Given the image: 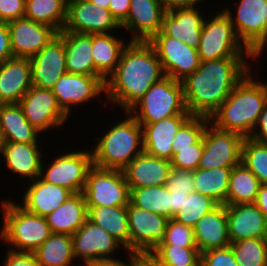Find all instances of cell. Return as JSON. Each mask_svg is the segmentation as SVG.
I'll return each instance as SVG.
<instances>
[{"label":"cell","instance_id":"1","mask_svg":"<svg viewBox=\"0 0 267 266\" xmlns=\"http://www.w3.org/2000/svg\"><path fill=\"white\" fill-rule=\"evenodd\" d=\"M245 57L200 61L196 71L181 80L186 108L191 115H211L252 69Z\"/></svg>","mask_w":267,"mask_h":266},{"label":"cell","instance_id":"2","mask_svg":"<svg viewBox=\"0 0 267 266\" xmlns=\"http://www.w3.org/2000/svg\"><path fill=\"white\" fill-rule=\"evenodd\" d=\"M162 63L148 41H129L114 72L105 81V96L126 112L155 83L165 78Z\"/></svg>","mask_w":267,"mask_h":266},{"label":"cell","instance_id":"3","mask_svg":"<svg viewBox=\"0 0 267 266\" xmlns=\"http://www.w3.org/2000/svg\"><path fill=\"white\" fill-rule=\"evenodd\" d=\"M252 70L209 118L216 128L249 138L267 103V82L253 80Z\"/></svg>","mask_w":267,"mask_h":266},{"label":"cell","instance_id":"4","mask_svg":"<svg viewBox=\"0 0 267 266\" xmlns=\"http://www.w3.org/2000/svg\"><path fill=\"white\" fill-rule=\"evenodd\" d=\"M116 122L103 136L95 139L91 149L93 166L101 169L123 170L137 155L144 152L143 130L130 114Z\"/></svg>","mask_w":267,"mask_h":266},{"label":"cell","instance_id":"5","mask_svg":"<svg viewBox=\"0 0 267 266\" xmlns=\"http://www.w3.org/2000/svg\"><path fill=\"white\" fill-rule=\"evenodd\" d=\"M1 208L3 226L0 238L11 246L9 250L33 253L51 236L45 217L28 212L12 200L2 199Z\"/></svg>","mask_w":267,"mask_h":266},{"label":"cell","instance_id":"6","mask_svg":"<svg viewBox=\"0 0 267 266\" xmlns=\"http://www.w3.org/2000/svg\"><path fill=\"white\" fill-rule=\"evenodd\" d=\"M126 113L139 123H155L178 114H190L181 81L168 76L153 84Z\"/></svg>","mask_w":267,"mask_h":266},{"label":"cell","instance_id":"7","mask_svg":"<svg viewBox=\"0 0 267 266\" xmlns=\"http://www.w3.org/2000/svg\"><path fill=\"white\" fill-rule=\"evenodd\" d=\"M197 52L200 61L224 57H247L253 61V54L237 37L231 20L224 10L215 13L209 21L204 20Z\"/></svg>","mask_w":267,"mask_h":266},{"label":"cell","instance_id":"8","mask_svg":"<svg viewBox=\"0 0 267 266\" xmlns=\"http://www.w3.org/2000/svg\"><path fill=\"white\" fill-rule=\"evenodd\" d=\"M82 193L87 206H127L130 202V189L122 170L93 166Z\"/></svg>","mask_w":267,"mask_h":266},{"label":"cell","instance_id":"9","mask_svg":"<svg viewBox=\"0 0 267 266\" xmlns=\"http://www.w3.org/2000/svg\"><path fill=\"white\" fill-rule=\"evenodd\" d=\"M91 150L65 151L49 165L41 164L40 178L43 181L59 185L73 194L82 193L89 170L93 167ZM67 152V153H66ZM44 167L48 168L45 169ZM45 172V173H44Z\"/></svg>","mask_w":267,"mask_h":266},{"label":"cell","instance_id":"10","mask_svg":"<svg viewBox=\"0 0 267 266\" xmlns=\"http://www.w3.org/2000/svg\"><path fill=\"white\" fill-rule=\"evenodd\" d=\"M238 3L234 15L229 7L223 10L239 40L254 54L267 40V0H240Z\"/></svg>","mask_w":267,"mask_h":266},{"label":"cell","instance_id":"11","mask_svg":"<svg viewBox=\"0 0 267 266\" xmlns=\"http://www.w3.org/2000/svg\"><path fill=\"white\" fill-rule=\"evenodd\" d=\"M243 140L241 135L220 130L209 122L203 133L204 147L198 168L215 169L239 165Z\"/></svg>","mask_w":267,"mask_h":266},{"label":"cell","instance_id":"12","mask_svg":"<svg viewBox=\"0 0 267 266\" xmlns=\"http://www.w3.org/2000/svg\"><path fill=\"white\" fill-rule=\"evenodd\" d=\"M129 223V252L140 255L149 254L165 237V230L169 221L163 215L127 205Z\"/></svg>","mask_w":267,"mask_h":266},{"label":"cell","instance_id":"13","mask_svg":"<svg viewBox=\"0 0 267 266\" xmlns=\"http://www.w3.org/2000/svg\"><path fill=\"white\" fill-rule=\"evenodd\" d=\"M154 48L166 76L181 81L200 65L197 49L181 40L166 36L162 31L148 41Z\"/></svg>","mask_w":267,"mask_h":266},{"label":"cell","instance_id":"14","mask_svg":"<svg viewBox=\"0 0 267 266\" xmlns=\"http://www.w3.org/2000/svg\"><path fill=\"white\" fill-rule=\"evenodd\" d=\"M28 122L40 133L61 127L68 115L58 105L51 89L32 85L18 103Z\"/></svg>","mask_w":267,"mask_h":266},{"label":"cell","instance_id":"15","mask_svg":"<svg viewBox=\"0 0 267 266\" xmlns=\"http://www.w3.org/2000/svg\"><path fill=\"white\" fill-rule=\"evenodd\" d=\"M121 29L109 9L94 5L88 0H68L67 19L62 31L84 34H108Z\"/></svg>","mask_w":267,"mask_h":266},{"label":"cell","instance_id":"16","mask_svg":"<svg viewBox=\"0 0 267 266\" xmlns=\"http://www.w3.org/2000/svg\"><path fill=\"white\" fill-rule=\"evenodd\" d=\"M56 96L58 105L68 115H71L72 106L85 103L105 95V81L96 75H82L75 73L63 74L51 89Z\"/></svg>","mask_w":267,"mask_h":266},{"label":"cell","instance_id":"17","mask_svg":"<svg viewBox=\"0 0 267 266\" xmlns=\"http://www.w3.org/2000/svg\"><path fill=\"white\" fill-rule=\"evenodd\" d=\"M72 243L75 259L80 258L83 259L82 262L91 263L105 259H116L113 254L114 252L117 253V249L119 250L122 246L103 228L89 220L72 235Z\"/></svg>","mask_w":267,"mask_h":266},{"label":"cell","instance_id":"18","mask_svg":"<svg viewBox=\"0 0 267 266\" xmlns=\"http://www.w3.org/2000/svg\"><path fill=\"white\" fill-rule=\"evenodd\" d=\"M7 25L14 57L31 58L58 35L53 27L25 17L9 21Z\"/></svg>","mask_w":267,"mask_h":266},{"label":"cell","instance_id":"19","mask_svg":"<svg viewBox=\"0 0 267 266\" xmlns=\"http://www.w3.org/2000/svg\"><path fill=\"white\" fill-rule=\"evenodd\" d=\"M32 85L52 89L65 73L66 51L63 38L58 34L37 54L30 58Z\"/></svg>","mask_w":267,"mask_h":266},{"label":"cell","instance_id":"20","mask_svg":"<svg viewBox=\"0 0 267 266\" xmlns=\"http://www.w3.org/2000/svg\"><path fill=\"white\" fill-rule=\"evenodd\" d=\"M165 13L161 0H131L121 29L133 35L131 41H149L161 31Z\"/></svg>","mask_w":267,"mask_h":266},{"label":"cell","instance_id":"21","mask_svg":"<svg viewBox=\"0 0 267 266\" xmlns=\"http://www.w3.org/2000/svg\"><path fill=\"white\" fill-rule=\"evenodd\" d=\"M230 242L267 238V218L254 203L226 205Z\"/></svg>","mask_w":267,"mask_h":266},{"label":"cell","instance_id":"22","mask_svg":"<svg viewBox=\"0 0 267 266\" xmlns=\"http://www.w3.org/2000/svg\"><path fill=\"white\" fill-rule=\"evenodd\" d=\"M191 116V114H178L155 123H140L143 130L144 152L171 161L173 137Z\"/></svg>","mask_w":267,"mask_h":266},{"label":"cell","instance_id":"23","mask_svg":"<svg viewBox=\"0 0 267 266\" xmlns=\"http://www.w3.org/2000/svg\"><path fill=\"white\" fill-rule=\"evenodd\" d=\"M31 86L30 58L13 56L0 64V104H18Z\"/></svg>","mask_w":267,"mask_h":266},{"label":"cell","instance_id":"24","mask_svg":"<svg viewBox=\"0 0 267 266\" xmlns=\"http://www.w3.org/2000/svg\"><path fill=\"white\" fill-rule=\"evenodd\" d=\"M171 169V161L142 152L122 171L129 189H134L165 185Z\"/></svg>","mask_w":267,"mask_h":266},{"label":"cell","instance_id":"25","mask_svg":"<svg viewBox=\"0 0 267 266\" xmlns=\"http://www.w3.org/2000/svg\"><path fill=\"white\" fill-rule=\"evenodd\" d=\"M196 246L200 253L230 246L226 205L218 204L203 215L193 227Z\"/></svg>","mask_w":267,"mask_h":266},{"label":"cell","instance_id":"26","mask_svg":"<svg viewBox=\"0 0 267 266\" xmlns=\"http://www.w3.org/2000/svg\"><path fill=\"white\" fill-rule=\"evenodd\" d=\"M199 8L174 9L165 13L161 31L171 38L181 40L195 49L199 46L202 26L206 16Z\"/></svg>","mask_w":267,"mask_h":266},{"label":"cell","instance_id":"27","mask_svg":"<svg viewBox=\"0 0 267 266\" xmlns=\"http://www.w3.org/2000/svg\"><path fill=\"white\" fill-rule=\"evenodd\" d=\"M28 186L20 205L28 212L42 217L52 213L73 195L68 189L43 181L40 177L32 180Z\"/></svg>","mask_w":267,"mask_h":266},{"label":"cell","instance_id":"28","mask_svg":"<svg viewBox=\"0 0 267 266\" xmlns=\"http://www.w3.org/2000/svg\"><path fill=\"white\" fill-rule=\"evenodd\" d=\"M42 152L38 143L4 142L2 156L8 170L21 178L34 180L40 176Z\"/></svg>","mask_w":267,"mask_h":266},{"label":"cell","instance_id":"29","mask_svg":"<svg viewBox=\"0 0 267 266\" xmlns=\"http://www.w3.org/2000/svg\"><path fill=\"white\" fill-rule=\"evenodd\" d=\"M45 218L52 233L73 235L88 220V207L83 193L71 195Z\"/></svg>","mask_w":267,"mask_h":266},{"label":"cell","instance_id":"30","mask_svg":"<svg viewBox=\"0 0 267 266\" xmlns=\"http://www.w3.org/2000/svg\"><path fill=\"white\" fill-rule=\"evenodd\" d=\"M64 41L68 73L96 75L92 58V34L61 31Z\"/></svg>","mask_w":267,"mask_h":266},{"label":"cell","instance_id":"31","mask_svg":"<svg viewBox=\"0 0 267 266\" xmlns=\"http://www.w3.org/2000/svg\"><path fill=\"white\" fill-rule=\"evenodd\" d=\"M0 133L4 142H39L40 132L28 122L19 104H0Z\"/></svg>","mask_w":267,"mask_h":266},{"label":"cell","instance_id":"32","mask_svg":"<svg viewBox=\"0 0 267 266\" xmlns=\"http://www.w3.org/2000/svg\"><path fill=\"white\" fill-rule=\"evenodd\" d=\"M88 220L100 226L129 252V223L127 206H87Z\"/></svg>","mask_w":267,"mask_h":266},{"label":"cell","instance_id":"33","mask_svg":"<svg viewBox=\"0 0 267 266\" xmlns=\"http://www.w3.org/2000/svg\"><path fill=\"white\" fill-rule=\"evenodd\" d=\"M110 33L92 34V58L96 76L104 81L114 72L121 53L127 44L124 41Z\"/></svg>","mask_w":267,"mask_h":266},{"label":"cell","instance_id":"34","mask_svg":"<svg viewBox=\"0 0 267 266\" xmlns=\"http://www.w3.org/2000/svg\"><path fill=\"white\" fill-rule=\"evenodd\" d=\"M233 167L215 169L198 168L193 171L195 192L211 197L218 204L226 205L229 179Z\"/></svg>","mask_w":267,"mask_h":266},{"label":"cell","instance_id":"35","mask_svg":"<svg viewBox=\"0 0 267 266\" xmlns=\"http://www.w3.org/2000/svg\"><path fill=\"white\" fill-rule=\"evenodd\" d=\"M33 253L39 266H70L75 260L72 235L52 233Z\"/></svg>","mask_w":267,"mask_h":266},{"label":"cell","instance_id":"36","mask_svg":"<svg viewBox=\"0 0 267 266\" xmlns=\"http://www.w3.org/2000/svg\"><path fill=\"white\" fill-rule=\"evenodd\" d=\"M68 0H25L24 17L53 27L58 33L67 19Z\"/></svg>","mask_w":267,"mask_h":266},{"label":"cell","instance_id":"37","mask_svg":"<svg viewBox=\"0 0 267 266\" xmlns=\"http://www.w3.org/2000/svg\"><path fill=\"white\" fill-rule=\"evenodd\" d=\"M257 177L241 162L232 168L226 205L254 203L260 187Z\"/></svg>","mask_w":267,"mask_h":266},{"label":"cell","instance_id":"38","mask_svg":"<svg viewBox=\"0 0 267 266\" xmlns=\"http://www.w3.org/2000/svg\"><path fill=\"white\" fill-rule=\"evenodd\" d=\"M145 257L153 265L201 266V253L197 247L159 244Z\"/></svg>","mask_w":267,"mask_h":266},{"label":"cell","instance_id":"39","mask_svg":"<svg viewBox=\"0 0 267 266\" xmlns=\"http://www.w3.org/2000/svg\"><path fill=\"white\" fill-rule=\"evenodd\" d=\"M130 202L171 219L169 189L165 185L130 189Z\"/></svg>","mask_w":267,"mask_h":266},{"label":"cell","instance_id":"40","mask_svg":"<svg viewBox=\"0 0 267 266\" xmlns=\"http://www.w3.org/2000/svg\"><path fill=\"white\" fill-rule=\"evenodd\" d=\"M238 266H267V238H251L230 244Z\"/></svg>","mask_w":267,"mask_h":266},{"label":"cell","instance_id":"41","mask_svg":"<svg viewBox=\"0 0 267 266\" xmlns=\"http://www.w3.org/2000/svg\"><path fill=\"white\" fill-rule=\"evenodd\" d=\"M218 203L211 197L199 192L189 193L181 209L173 216V219L181 224L194 227L200 218L214 209Z\"/></svg>","mask_w":267,"mask_h":266},{"label":"cell","instance_id":"42","mask_svg":"<svg viewBox=\"0 0 267 266\" xmlns=\"http://www.w3.org/2000/svg\"><path fill=\"white\" fill-rule=\"evenodd\" d=\"M241 162L257 177L261 185L267 184V144L244 138Z\"/></svg>","mask_w":267,"mask_h":266},{"label":"cell","instance_id":"43","mask_svg":"<svg viewBox=\"0 0 267 266\" xmlns=\"http://www.w3.org/2000/svg\"><path fill=\"white\" fill-rule=\"evenodd\" d=\"M209 122L208 117L192 115L173 137L171 143L173 155L177 153V149L193 148V144L203 136Z\"/></svg>","mask_w":267,"mask_h":266},{"label":"cell","instance_id":"44","mask_svg":"<svg viewBox=\"0 0 267 266\" xmlns=\"http://www.w3.org/2000/svg\"><path fill=\"white\" fill-rule=\"evenodd\" d=\"M160 244H172L180 247H197L193 227L169 219L164 240Z\"/></svg>","mask_w":267,"mask_h":266},{"label":"cell","instance_id":"45","mask_svg":"<svg viewBox=\"0 0 267 266\" xmlns=\"http://www.w3.org/2000/svg\"><path fill=\"white\" fill-rule=\"evenodd\" d=\"M203 136L193 144V148L177 149L173 155L171 165L173 168L194 171L198 169L203 152Z\"/></svg>","mask_w":267,"mask_h":266},{"label":"cell","instance_id":"46","mask_svg":"<svg viewBox=\"0 0 267 266\" xmlns=\"http://www.w3.org/2000/svg\"><path fill=\"white\" fill-rule=\"evenodd\" d=\"M165 187L174 193H192L195 191L193 171L173 168L165 183Z\"/></svg>","mask_w":267,"mask_h":266},{"label":"cell","instance_id":"47","mask_svg":"<svg viewBox=\"0 0 267 266\" xmlns=\"http://www.w3.org/2000/svg\"><path fill=\"white\" fill-rule=\"evenodd\" d=\"M201 266H238L231 246L201 253Z\"/></svg>","mask_w":267,"mask_h":266},{"label":"cell","instance_id":"48","mask_svg":"<svg viewBox=\"0 0 267 266\" xmlns=\"http://www.w3.org/2000/svg\"><path fill=\"white\" fill-rule=\"evenodd\" d=\"M25 0H0V22L24 18Z\"/></svg>","mask_w":267,"mask_h":266},{"label":"cell","instance_id":"49","mask_svg":"<svg viewBox=\"0 0 267 266\" xmlns=\"http://www.w3.org/2000/svg\"><path fill=\"white\" fill-rule=\"evenodd\" d=\"M7 250L3 266H39L34 253Z\"/></svg>","mask_w":267,"mask_h":266},{"label":"cell","instance_id":"50","mask_svg":"<svg viewBox=\"0 0 267 266\" xmlns=\"http://www.w3.org/2000/svg\"><path fill=\"white\" fill-rule=\"evenodd\" d=\"M13 57L10 34L6 22H0V64Z\"/></svg>","mask_w":267,"mask_h":266},{"label":"cell","instance_id":"51","mask_svg":"<svg viewBox=\"0 0 267 266\" xmlns=\"http://www.w3.org/2000/svg\"><path fill=\"white\" fill-rule=\"evenodd\" d=\"M258 133H257V131ZM257 143L267 144V103L265 104L257 124L250 136Z\"/></svg>","mask_w":267,"mask_h":266},{"label":"cell","instance_id":"52","mask_svg":"<svg viewBox=\"0 0 267 266\" xmlns=\"http://www.w3.org/2000/svg\"><path fill=\"white\" fill-rule=\"evenodd\" d=\"M131 0H110L109 11L111 15L121 24L129 13Z\"/></svg>","mask_w":267,"mask_h":266},{"label":"cell","instance_id":"53","mask_svg":"<svg viewBox=\"0 0 267 266\" xmlns=\"http://www.w3.org/2000/svg\"><path fill=\"white\" fill-rule=\"evenodd\" d=\"M129 257H126L127 263L119 260V259H105V260H99L94 262V266H135L144 256L133 253V252H127Z\"/></svg>","mask_w":267,"mask_h":266},{"label":"cell","instance_id":"54","mask_svg":"<svg viewBox=\"0 0 267 266\" xmlns=\"http://www.w3.org/2000/svg\"><path fill=\"white\" fill-rule=\"evenodd\" d=\"M203 1L204 0H161L166 12L174 9L195 8Z\"/></svg>","mask_w":267,"mask_h":266},{"label":"cell","instance_id":"55","mask_svg":"<svg viewBox=\"0 0 267 266\" xmlns=\"http://www.w3.org/2000/svg\"><path fill=\"white\" fill-rule=\"evenodd\" d=\"M188 195L189 193H174L169 191L171 219H173V216L181 209Z\"/></svg>","mask_w":267,"mask_h":266},{"label":"cell","instance_id":"56","mask_svg":"<svg viewBox=\"0 0 267 266\" xmlns=\"http://www.w3.org/2000/svg\"><path fill=\"white\" fill-rule=\"evenodd\" d=\"M254 204L267 218V184L260 185Z\"/></svg>","mask_w":267,"mask_h":266},{"label":"cell","instance_id":"57","mask_svg":"<svg viewBox=\"0 0 267 266\" xmlns=\"http://www.w3.org/2000/svg\"><path fill=\"white\" fill-rule=\"evenodd\" d=\"M88 1L104 9H108L110 5L109 3L110 0H88Z\"/></svg>","mask_w":267,"mask_h":266},{"label":"cell","instance_id":"58","mask_svg":"<svg viewBox=\"0 0 267 266\" xmlns=\"http://www.w3.org/2000/svg\"><path fill=\"white\" fill-rule=\"evenodd\" d=\"M265 47L267 48V40L260 46V48L253 54V60L260 58L263 53V50H265Z\"/></svg>","mask_w":267,"mask_h":266},{"label":"cell","instance_id":"59","mask_svg":"<svg viewBox=\"0 0 267 266\" xmlns=\"http://www.w3.org/2000/svg\"><path fill=\"white\" fill-rule=\"evenodd\" d=\"M135 266H154L145 256Z\"/></svg>","mask_w":267,"mask_h":266},{"label":"cell","instance_id":"60","mask_svg":"<svg viewBox=\"0 0 267 266\" xmlns=\"http://www.w3.org/2000/svg\"><path fill=\"white\" fill-rule=\"evenodd\" d=\"M3 144H4L3 137H2V134L0 133V154L1 155H2V150H3Z\"/></svg>","mask_w":267,"mask_h":266},{"label":"cell","instance_id":"61","mask_svg":"<svg viewBox=\"0 0 267 266\" xmlns=\"http://www.w3.org/2000/svg\"><path fill=\"white\" fill-rule=\"evenodd\" d=\"M83 266H94V262H84Z\"/></svg>","mask_w":267,"mask_h":266},{"label":"cell","instance_id":"62","mask_svg":"<svg viewBox=\"0 0 267 266\" xmlns=\"http://www.w3.org/2000/svg\"><path fill=\"white\" fill-rule=\"evenodd\" d=\"M154 266H170V265H154Z\"/></svg>","mask_w":267,"mask_h":266}]
</instances>
